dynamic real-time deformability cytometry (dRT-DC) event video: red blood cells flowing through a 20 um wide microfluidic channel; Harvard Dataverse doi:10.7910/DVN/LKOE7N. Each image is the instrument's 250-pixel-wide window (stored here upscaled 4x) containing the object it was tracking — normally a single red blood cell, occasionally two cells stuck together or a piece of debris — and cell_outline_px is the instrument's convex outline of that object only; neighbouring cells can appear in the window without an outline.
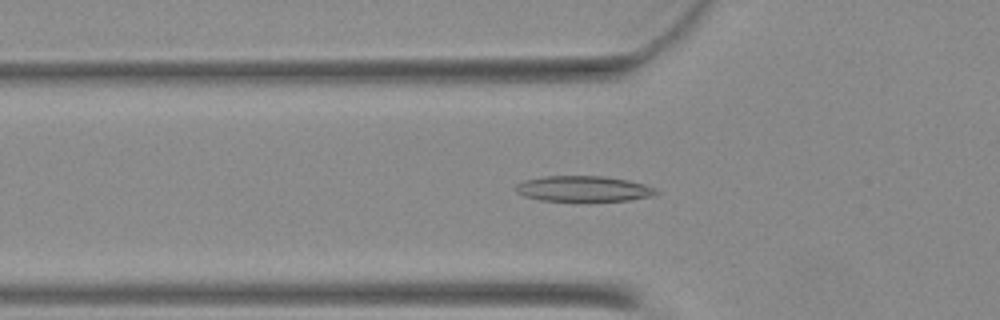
{"species": "Egyptian fruit bat (a non-hibernating species)", "species_latin": "Rousettus aegyptiacus", "temperature_condition": "warm", "stored_images_in_passage": 43, "camera_frame_rate_fps": 3000, "um_per_image_px": 0.085, "animal": {"sex": "female"}, "frame": {"image": 1, "passage_image": 16, "time_ms": 5.0, "image_size_px": [1000, 320], "cell_outline_px": [[660, 192], [652, 196], [628, 200], [588, 204], [540, 200], [524, 196], [516, 192], [512, 188], [516, 184], [524, 180], [544, 176], [604, 176], [628, 180], [656, 188]], "centroid_in_image_um": [49.56, 16.09], "position_along_channel_um": 76.2, "area_um2": 22.08}}
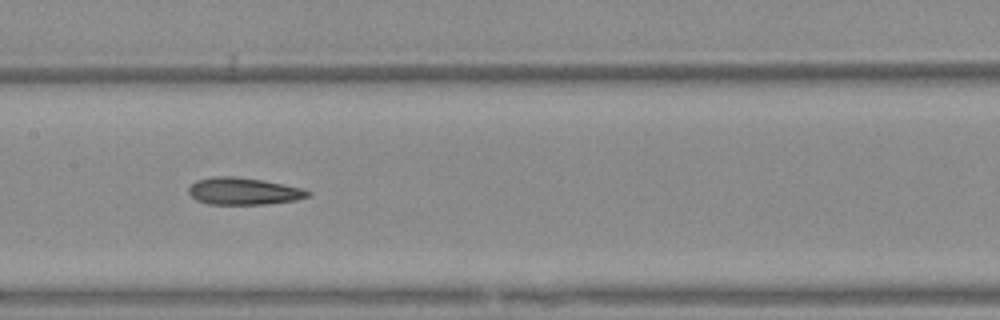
{"frame": {"image": 2, "passage_image": 24, "time_ms": 7.667, "image_size_px": [1000, 320], "cell_outline_px": [[312, 196], [296, 200], [268, 204], [208, 204], [196, 200], [188, 192], [188, 188], [196, 180], [212, 176], [236, 176], [264, 180], [300, 188], [312, 192]], "centroid_in_image_um": [20.7, 16.25], "position_along_channel_um": 186.7, "area_um2": 18.96}}
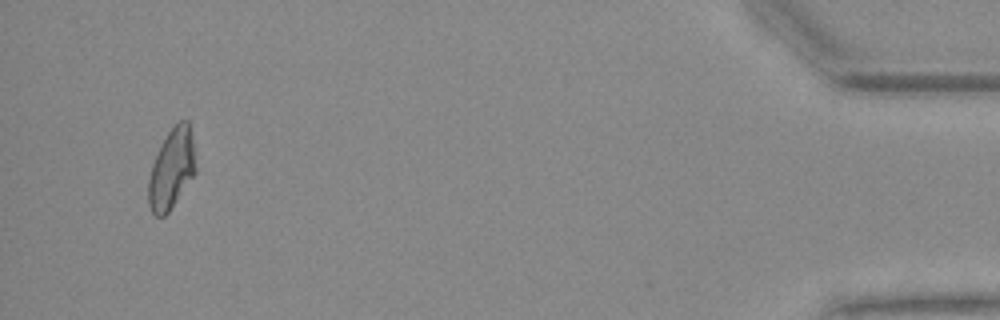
{"frame": {"image": 3, "passage_image": 41, "time_ms": 13.333, "image_size_px": [1000, 320], "cell_outline_px": [[196, 172], [168, 212], [164, 216], [156, 216], [152, 212], [148, 204], [148, 180], [152, 164], [168, 132], [180, 120], [188, 120], [192, 140], [196, 168]], "centroid_in_image_um": [14.58, 14.38], "position_along_channel_um": 420.6, "area_um2": 21.56}}